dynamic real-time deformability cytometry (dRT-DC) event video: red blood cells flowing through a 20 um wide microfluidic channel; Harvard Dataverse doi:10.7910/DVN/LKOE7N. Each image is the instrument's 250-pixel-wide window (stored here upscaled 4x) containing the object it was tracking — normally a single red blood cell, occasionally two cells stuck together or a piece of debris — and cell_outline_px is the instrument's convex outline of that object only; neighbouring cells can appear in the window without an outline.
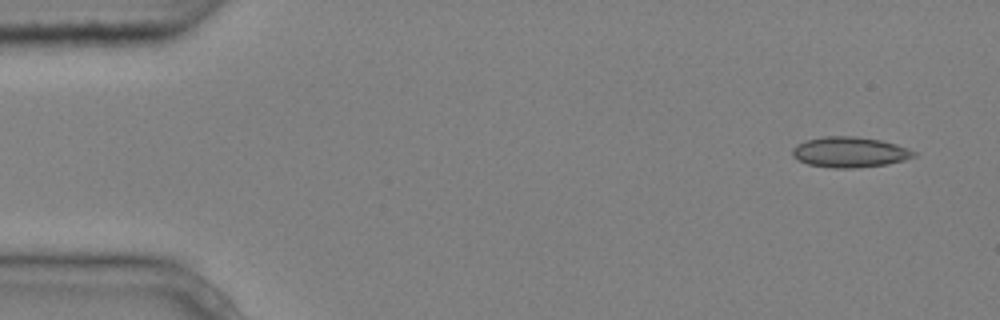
{"species": "common noctule bat (a hibernating species)", "species_latin": "Nyctalus noctula", "temperature_condition": "cold", "stored_images_in_passage": 5, "camera_frame_rate_fps": 3000, "um_per_image_px": 0.085, "animal": {"sex": "male", "body_mass_g": 20.4}, "frame": {"image": 1, "passage_image": 1, "time_ms": 0.0, "image_size_px": [1000, 320], "cell_outline_px": [[916, 156], [904, 160], [888, 164], [856, 168], [832, 168], [808, 164], [792, 156], [792, 148], [796, 144], [804, 140], [824, 136], [852, 136], [880, 140], [896, 144], [908, 148], [916, 152]], "centroid_in_image_um": [72.21, 12.93], "position_along_channel_um": 12.8, "area_um2": 21.68}}